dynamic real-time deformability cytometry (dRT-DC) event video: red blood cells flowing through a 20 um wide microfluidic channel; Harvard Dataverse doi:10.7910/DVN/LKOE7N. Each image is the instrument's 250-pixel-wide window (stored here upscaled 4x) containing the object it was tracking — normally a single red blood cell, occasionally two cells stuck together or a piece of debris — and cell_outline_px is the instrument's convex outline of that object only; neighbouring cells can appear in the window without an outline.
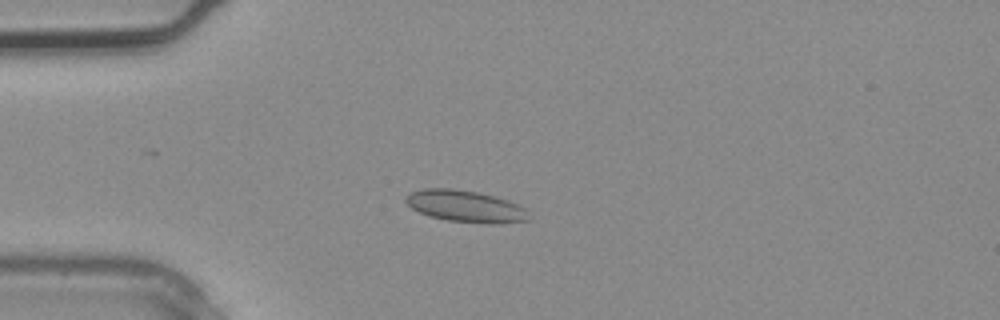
{"species": "common noctule bat (a hibernating species)", "species_latin": "Nyctalus noctula", "temperature_condition": "warm", "stored_images_in_passage": 2, "camera_frame_rate_fps": 3000, "um_per_image_px": 0.085, "animal": {"sex": "male", "body_mass_g": 20.4}, "frame": {"image": 1, "passage_image": 2, "time_ms": 0.333, "image_size_px": [1000, 320], "cell_outline_px": [[528, 220], [500, 224], [488, 224], [448, 220], [428, 216], [412, 208], [404, 200], [404, 196], [408, 192], [424, 188], [452, 188], [476, 192], [496, 196], [520, 204], [524, 208]], "centroid_in_image_um": [39.53, 17.52], "position_along_channel_um": 45.5, "area_um2": 22.89}}